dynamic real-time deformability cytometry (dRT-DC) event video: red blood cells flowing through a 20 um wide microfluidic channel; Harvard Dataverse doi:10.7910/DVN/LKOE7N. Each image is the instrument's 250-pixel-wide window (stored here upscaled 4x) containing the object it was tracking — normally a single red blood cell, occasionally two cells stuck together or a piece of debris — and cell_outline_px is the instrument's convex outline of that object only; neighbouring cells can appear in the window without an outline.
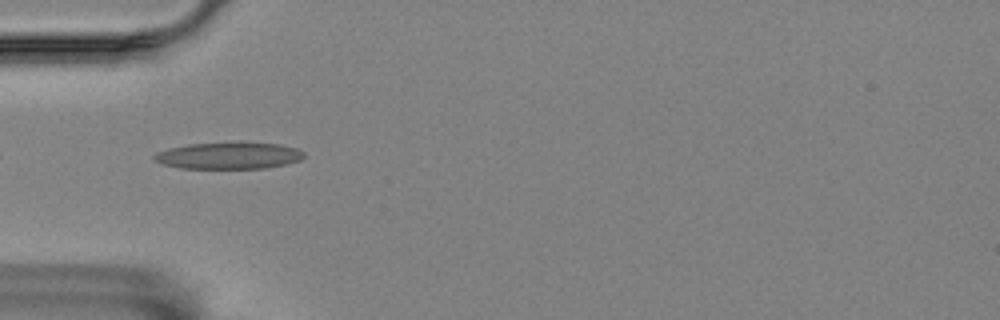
{"species": "Egyptian fruit bat (a non-hibernating species)", "species_latin": "Rousettus aegyptiacus", "temperature_condition": "room temperature", "stored_images_in_passage": 39, "camera_frame_rate_fps": 3000, "um_per_image_px": 0.085, "animal": {"sex": "female"}, "frame": {"image": 1, "passage_image": 2, "time_ms": 0.333, "image_size_px": [1000, 320], "cell_outline_px": [[304, 156], [300, 160], [288, 164], [264, 168], [180, 168], [164, 164], [156, 160], [152, 156], [156, 152], [168, 148], [188, 144], [240, 140], [280, 144], [296, 148], [304, 152]], "centroid_in_image_um": [19.48, 13.19], "position_along_channel_um": 65.5, "area_um2": 23.99}}
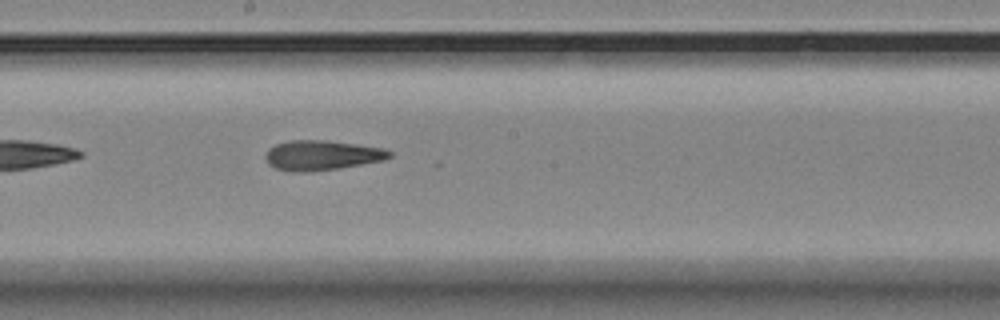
{"frame": {"image": 2, "passage_image": 15, "time_ms": 4.667, "image_size_px": [1000, 320], "cell_outline_px": [[392, 156], [384, 160], [312, 172], [292, 172], [276, 168], [268, 164], [264, 156], [268, 148], [276, 144], [288, 140], [328, 140], [384, 148], [392, 152]], "centroid_in_image_um": [27.32, 13.19], "position_along_channel_um": 220.9, "area_um2": 21.68}}
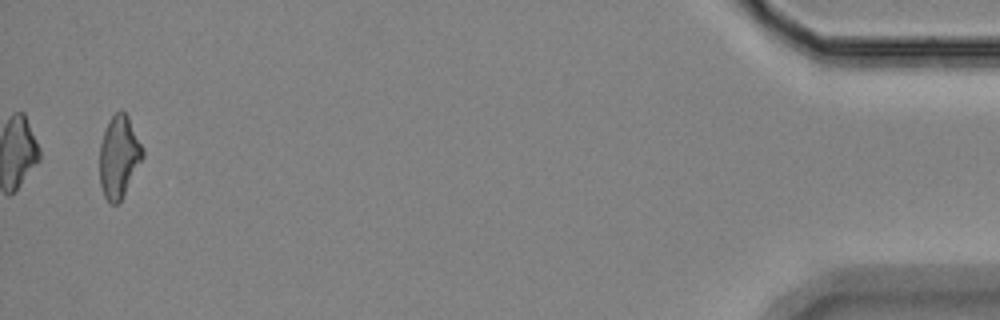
{"frame": {"image": 3, "passage_image": 39, "time_ms": 12.667, "image_size_px": [1000, 320], "cell_outline_px": [[144, 156], [120, 200], [116, 204], [112, 204], [104, 196], [100, 184], [100, 144], [108, 120], [120, 108], [128, 116], [144, 152]], "centroid_in_image_um": [10.09, 13.29], "position_along_channel_um": 425.1, "area_um2": 20.17}, "authors_computed_cell_mechanics": {"area_um2": 21.386, "velocity_mm_per_s": 3.5743, "shape_relaxation_time_tau1_ms": 6.5098, "shape_relaxation_time_tau2_ms": 4.545, "deformation_change_tau1": 0.1911, "deformation_change_tau2": 0.1655}}